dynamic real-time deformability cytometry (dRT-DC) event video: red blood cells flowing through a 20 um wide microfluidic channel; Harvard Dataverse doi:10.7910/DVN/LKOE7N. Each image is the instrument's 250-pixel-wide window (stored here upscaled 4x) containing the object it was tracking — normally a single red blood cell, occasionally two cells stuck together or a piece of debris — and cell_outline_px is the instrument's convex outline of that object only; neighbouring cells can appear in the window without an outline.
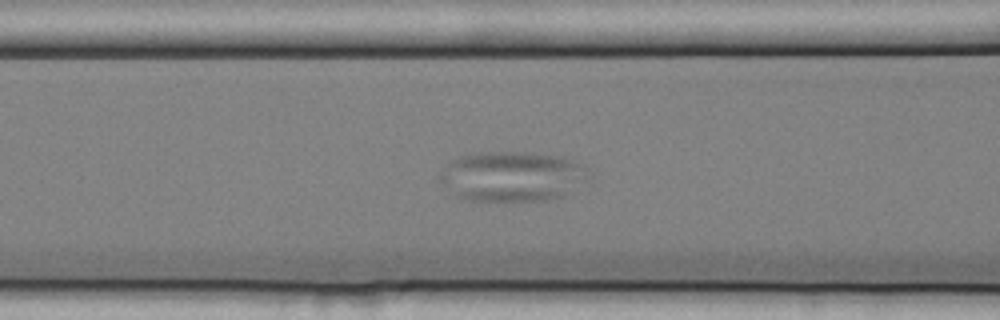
{"species": "common noctule bat (a hibernating species)", "species_latin": "Nyctalus noctula", "temperature_condition": "cold", "stored_images_in_passage": 58, "camera_frame_rate_fps": 3000, "um_per_image_px": 0.085, "animal": {"sex": "female", "body_mass_g": 25.1}, "frame": {"image": 1, "passage_image": 25, "time_ms": 8.0, "image_size_px": [1000, 320], "cell_outline_px": [[588, 180], [564, 196], [544, 200], [464, 200], [456, 196], [440, 180], [440, 172], [452, 160], [460, 156], [476, 152], [528, 152], [564, 156], [584, 164], [588, 168]], "centroid_in_image_um": [43.59, 14.97], "position_along_channel_um": 123.0, "area_um2": 43.58}}
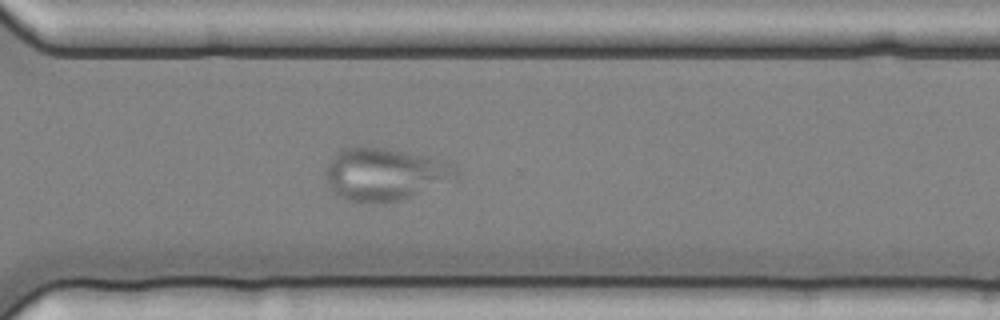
{"frame": {"image": 2, "passage_image": 43, "time_ms": 14.0, "image_size_px": [1000, 320], "cell_outline_px": [[460, 180], [400, 200], [360, 204], [348, 200], [340, 196], [328, 184], [324, 172], [328, 160], [340, 148], [384, 148], [436, 156], [456, 164], [460, 172]], "centroid_in_image_um": [32.83, 14.8], "position_along_channel_um": 337.8, "area_um2": 41.04}}
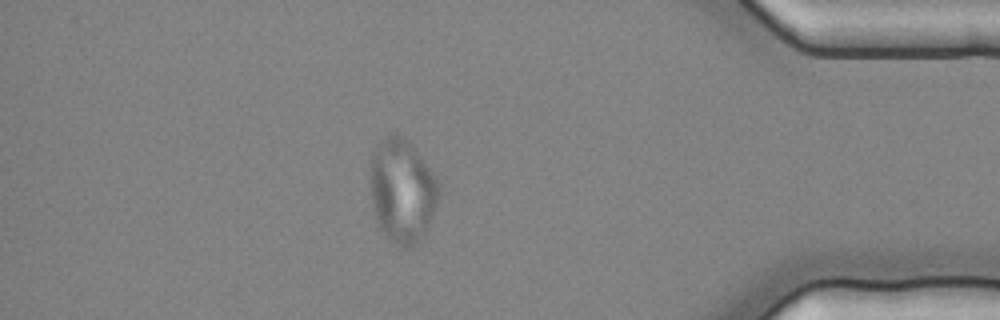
{"frame": {"image": 3, "passage_image": 51, "time_ms": 16.667, "image_size_px": [1000, 320], "cell_outline_px": [[440, 192], [428, 228], [408, 248], [396, 244], [388, 240], [380, 228], [376, 220], [372, 204], [372, 152], [380, 140], [396, 132], [408, 140], [412, 144], [432, 172], [440, 184]], "centroid_in_image_um": [34.19, 16.19], "position_along_channel_um": 401.0, "area_um2": 40.86}}